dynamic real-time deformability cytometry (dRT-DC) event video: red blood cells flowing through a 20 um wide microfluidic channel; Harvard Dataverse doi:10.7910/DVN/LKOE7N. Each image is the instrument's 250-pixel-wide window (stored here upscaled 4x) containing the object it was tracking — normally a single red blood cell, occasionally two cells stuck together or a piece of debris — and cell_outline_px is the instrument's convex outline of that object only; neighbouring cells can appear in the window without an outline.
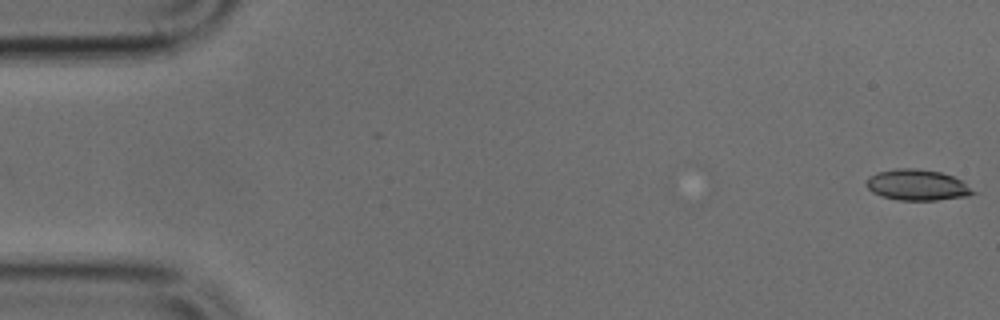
{"species": "common noctule bat (a hibernating species)", "species_latin": "Nyctalus noctula", "temperature_condition": "cold", "stored_images_in_passage": 13, "camera_frame_rate_fps": 3000, "um_per_image_px": 0.085, "animal": {"sex": "male", "body_mass_g": 17.9, "forearm_length_mm": 54.2}, "frame": {"image": 1, "passage_image": 1, "time_ms": 0.0, "image_size_px": [1000, 320], "cell_outline_px": [[976, 192], [964, 196], [936, 200], [900, 200], [880, 196], [872, 192], [868, 188], [868, 176], [876, 172], [896, 168], [916, 168], [940, 172], [952, 176], [960, 180]], "centroid_in_image_um": [77.91, 15.71], "position_along_channel_um": 7.1, "area_um2": 18.96}}
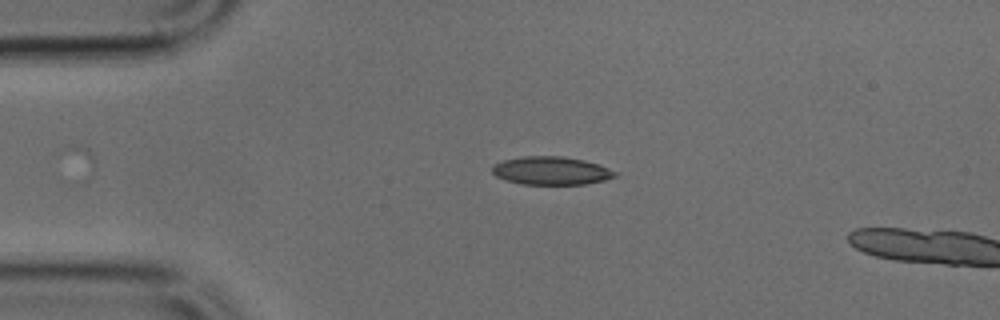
{"frame": {"image": 2, "passage_image": 11, "time_ms": 3.333, "image_size_px": [1000, 320], "cell_outline_px": [[616, 176], [604, 180], [584, 184], [520, 184], [496, 176], [492, 172], [492, 164], [504, 160], [520, 156], [560, 156], [584, 160], [608, 168], [616, 172]], "centroid_in_image_um": [46.81, 14.5], "position_along_channel_um": 38.2, "area_um2": 20.0}}